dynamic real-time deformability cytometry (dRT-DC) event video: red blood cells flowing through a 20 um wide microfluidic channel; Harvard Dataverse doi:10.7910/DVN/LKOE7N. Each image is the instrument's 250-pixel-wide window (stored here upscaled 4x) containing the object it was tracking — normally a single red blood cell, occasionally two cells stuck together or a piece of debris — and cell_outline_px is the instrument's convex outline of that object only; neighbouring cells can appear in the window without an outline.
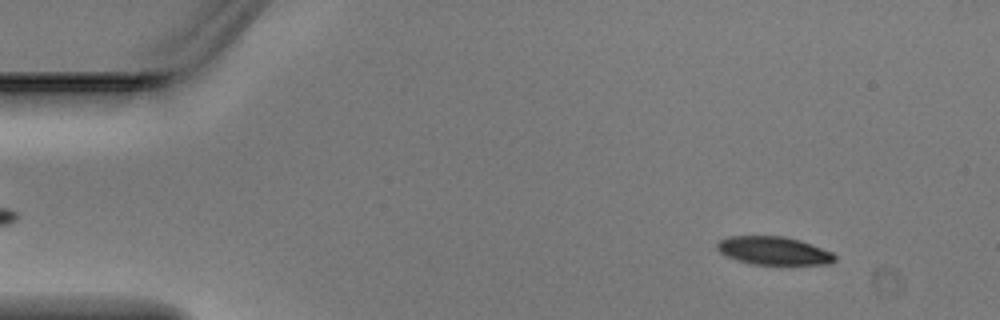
{"species": "Egyptian fruit bat (a non-hibernating species)", "species_latin": "Rousettus aegyptiacus", "temperature_condition": "warm", "stored_images_in_passage": 2, "segment_of_instrument_passage": [2, 2], "camera_frame_rate_fps": 3000, "um_per_image_px": 0.085, "animal": {"sex": "male"}, "frame": {"image": 1, "passage_image": 2, "time_ms": 0.333, "image_size_px": [1000, 320], "cell_outline_px": [[836, 260], [828, 264], [752, 264], [728, 256], [720, 252], [716, 248], [716, 244], [720, 240], [728, 236], [784, 236], [800, 240], [812, 244], [832, 252], [836, 256]], "centroid_in_image_um": [65.78, 21.3], "position_along_channel_um": 19.2, "area_um2": 19.19}}